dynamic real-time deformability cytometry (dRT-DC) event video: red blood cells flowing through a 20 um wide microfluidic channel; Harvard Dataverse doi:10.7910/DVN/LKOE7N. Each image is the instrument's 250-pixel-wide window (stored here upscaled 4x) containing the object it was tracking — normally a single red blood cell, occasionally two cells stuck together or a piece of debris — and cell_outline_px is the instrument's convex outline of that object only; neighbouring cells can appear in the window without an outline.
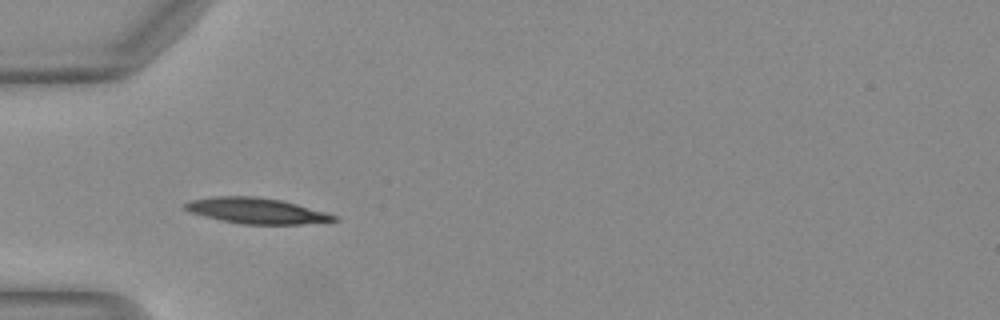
{"species": "Egyptian fruit bat (a non-hibernating species)", "species_latin": "Rousettus aegyptiacus", "temperature_condition": "warm", "stored_images_in_passage": 18, "camera_frame_rate_fps": 3000, "um_per_image_px": 0.085, "animal": {"sex": "female"}, "frame": {"image": 1, "passage_image": 3, "time_ms": 0.667, "image_size_px": [1000, 320], "cell_outline_px": [[340, 220], [300, 224], [240, 224], [220, 220], [204, 216], [192, 212], [184, 208], [184, 204], [192, 200], [216, 196], [256, 196], [280, 200], [296, 204], [324, 212], [336, 216]], "centroid_in_image_um": [21.78, 17.91], "position_along_channel_um": 63.2, "area_um2": 21.96}}
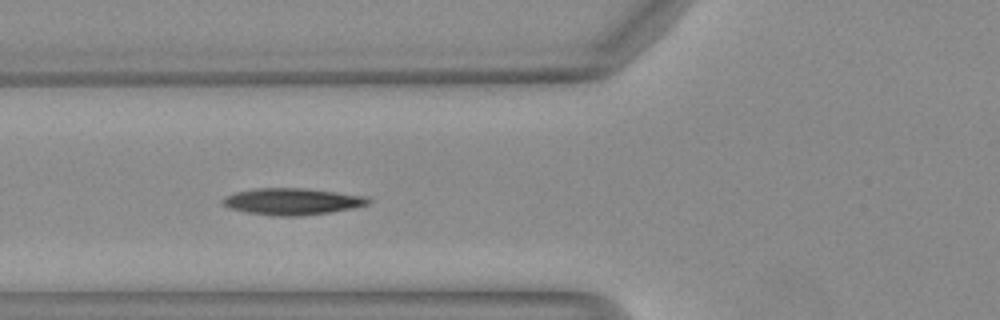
{"frame": {"image": 2, "passage_image": 6, "time_ms": 1.667, "image_size_px": [1000, 320], "cell_outline_px": [[372, 204], [332, 212], [300, 216], [272, 216], [248, 212], [228, 208], [220, 200], [224, 196], [236, 192], [256, 188], [304, 188], [368, 196], [372, 200]], "centroid_in_image_um": [24.87, 17.13], "position_along_channel_um": 100.9, "area_um2": 22.83}}